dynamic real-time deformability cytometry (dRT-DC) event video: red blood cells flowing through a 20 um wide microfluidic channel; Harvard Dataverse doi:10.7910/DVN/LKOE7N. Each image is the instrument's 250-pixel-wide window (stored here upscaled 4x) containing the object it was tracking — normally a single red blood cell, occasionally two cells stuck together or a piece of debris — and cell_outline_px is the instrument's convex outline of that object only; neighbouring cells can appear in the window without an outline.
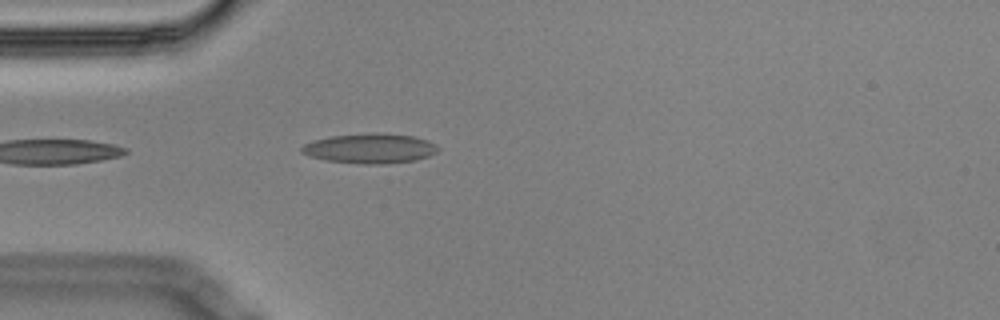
{"species": "Egyptian fruit bat (a non-hibernating species)", "species_latin": "Rousettus aegyptiacus", "temperature_condition": "cold", "stored_images_in_passage": 3, "camera_frame_rate_fps": 3000, "um_per_image_px": 0.085, "animal": {"sex": "male"}, "frame": {"image": 1, "passage_image": 3, "time_ms": 0.667, "image_size_px": [1000, 320], "cell_outline_px": [[440, 148], [436, 152], [428, 156], [416, 160], [384, 164], [364, 164], [328, 160], [312, 156], [300, 152], [300, 148], [304, 144], [312, 140], [332, 136], [372, 132], [412, 136], [428, 140], [436, 144]], "centroid_in_image_um": [31.47, 12.61], "position_along_channel_um": 53.5, "area_um2": 23.64}}